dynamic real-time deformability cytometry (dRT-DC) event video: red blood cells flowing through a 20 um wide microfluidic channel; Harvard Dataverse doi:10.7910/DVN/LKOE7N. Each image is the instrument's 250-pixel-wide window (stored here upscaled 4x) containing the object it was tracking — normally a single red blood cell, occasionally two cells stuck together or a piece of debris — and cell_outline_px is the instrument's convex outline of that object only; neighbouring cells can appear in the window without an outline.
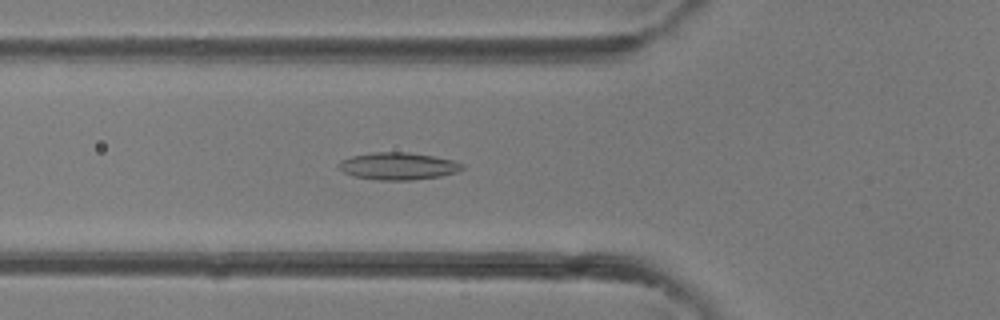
{"species": "common noctule bat (a hibernating species)", "species_latin": "Nyctalus noctula", "temperature_condition": "room temperature", "stored_images_in_passage": 41, "camera_frame_rate_fps": 3000, "um_per_image_px": 0.085, "animal": {"sex": "female"}, "frame": {"image": 1, "passage_image": 15, "time_ms": 4.667, "image_size_px": [1000, 320], "cell_outline_px": [[464, 168], [460, 172], [440, 176], [412, 180], [376, 180], [352, 176], [336, 168], [336, 164], [340, 160], [352, 156], [372, 152], [408, 152], [432, 156], [452, 160], [464, 164]], "centroid_in_image_um": [33.8, 14.12], "position_along_channel_um": 92.0, "area_um2": 19.88}}
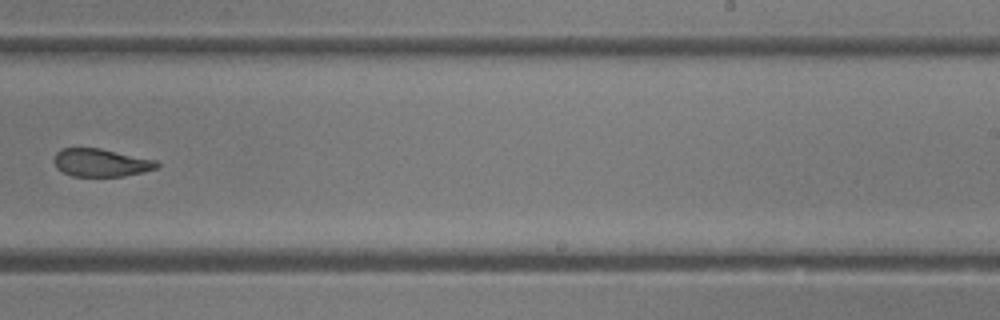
{"frame": {"image": 2, "passage_image": 26, "time_ms": 8.333, "image_size_px": [1000, 320], "cell_outline_px": [[160, 164], [156, 168], [144, 172], [124, 176], [72, 176], [56, 168], [52, 160], [56, 152], [60, 148], [100, 148], [156, 160]], "centroid_in_image_um": [8.55, 13.82], "position_along_channel_um": 280.4, "area_um2": 16.82}}
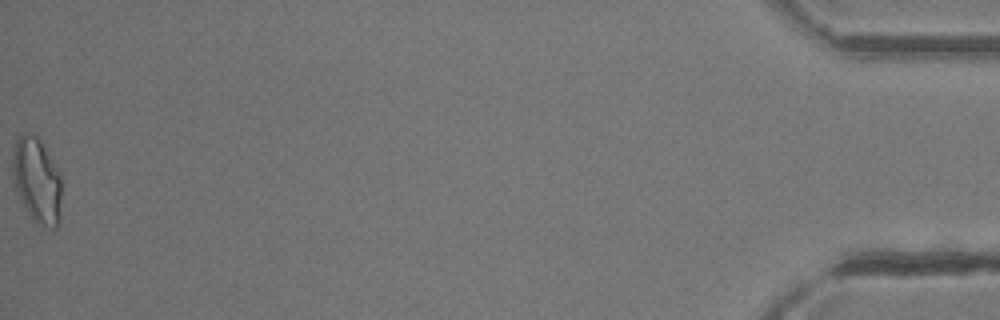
{"frame": {"image": 3, "passage_image": 41, "time_ms": 13.333, "image_size_px": [1000, 320], "cell_outline_px": [[60, 220], [56, 228], [48, 228], [36, 220], [32, 216], [20, 200], [16, 188], [12, 172], [12, 152], [16, 136], [24, 132], [28, 132], [36, 136], [40, 140], [60, 172]], "centroid_in_image_um": [3.12, 15.26], "position_along_channel_um": 432.1, "area_um2": 24.22}}